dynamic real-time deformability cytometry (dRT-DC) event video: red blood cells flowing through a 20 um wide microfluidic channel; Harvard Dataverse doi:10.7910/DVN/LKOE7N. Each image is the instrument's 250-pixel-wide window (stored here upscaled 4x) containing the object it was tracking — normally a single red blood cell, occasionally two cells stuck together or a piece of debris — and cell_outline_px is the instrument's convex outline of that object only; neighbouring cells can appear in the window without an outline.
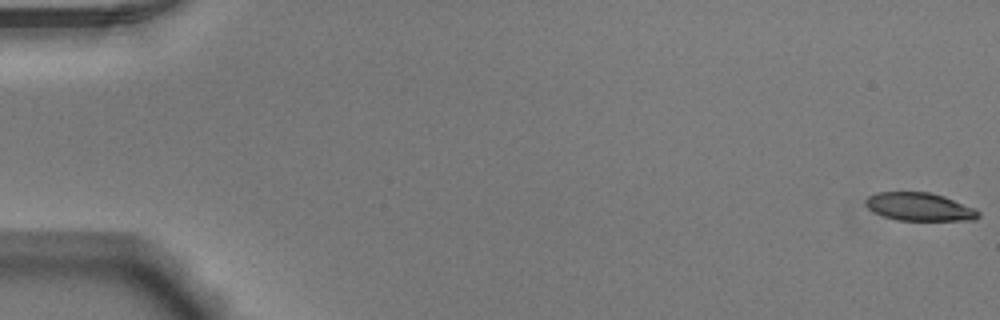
{"species": "Egyptian fruit bat (a non-hibernating species)", "species_latin": "Rousettus aegyptiacus", "temperature_condition": "warm", "stored_images_in_passage": 53, "camera_frame_rate_fps": 3000, "um_per_image_px": 0.085, "animal": {"sex": "male"}, "frame": {"image": 1, "passage_image": 1, "time_ms": 0.0, "image_size_px": [1000, 320], "cell_outline_px": [[980, 216], [976, 220], [896, 220], [884, 216], [868, 208], [864, 204], [864, 200], [868, 196], [876, 192], [928, 192], [944, 196], [976, 208], [980, 212]], "centroid_in_image_um": [78.17, 17.57], "position_along_channel_um": 6.8, "area_um2": 18.55}}
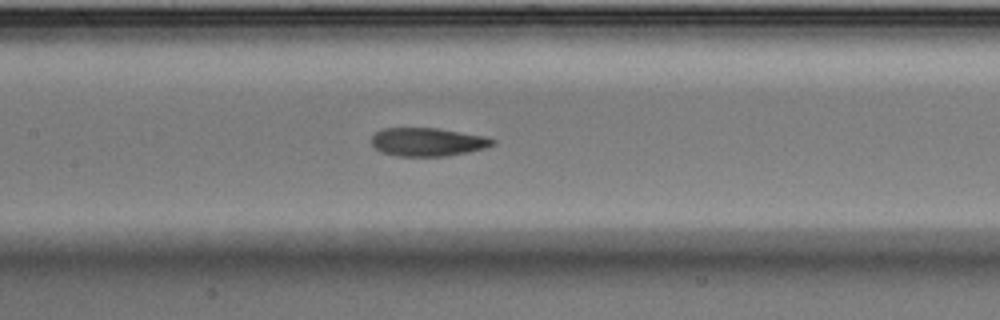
{"frame": {"image": 2, "passage_image": 26, "time_ms": 8.333, "image_size_px": [1000, 320], "cell_outline_px": [[496, 144], [484, 148], [468, 152], [444, 156], [396, 156], [380, 152], [372, 144], [372, 136], [380, 128], [436, 128], [488, 136], [496, 140]], "centroid_in_image_um": [36.37, 12.06], "position_along_channel_um": 171.0, "area_um2": 20.17}}
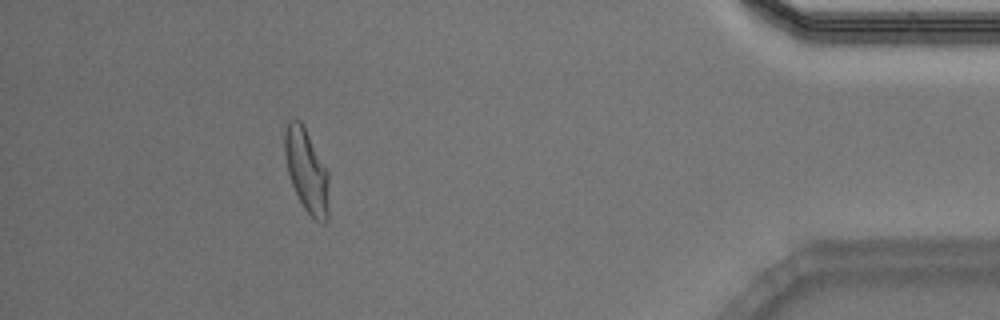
{"frame": {"image": 3, "passage_image": 48, "time_ms": 15.667, "image_size_px": [1000, 320], "cell_outline_px": [[328, 220], [324, 224], [316, 220], [304, 208], [292, 184], [288, 172], [284, 152], [284, 132], [288, 120], [300, 120], [328, 172]], "centroid_in_image_um": [26.05, 14.52], "position_along_channel_um": 409.1, "area_um2": 21.04}, "authors_computed_cell_mechanics": {"area_um2": 20.4034, "velocity_mm_per_s": 3.923, "shape_relaxation_time_tau1_ms": null, "shape_relaxation_time_tau2_ms": 1.6503, "deformation_change_tau1": null, "deformation_change_tau2": 0.0875}}